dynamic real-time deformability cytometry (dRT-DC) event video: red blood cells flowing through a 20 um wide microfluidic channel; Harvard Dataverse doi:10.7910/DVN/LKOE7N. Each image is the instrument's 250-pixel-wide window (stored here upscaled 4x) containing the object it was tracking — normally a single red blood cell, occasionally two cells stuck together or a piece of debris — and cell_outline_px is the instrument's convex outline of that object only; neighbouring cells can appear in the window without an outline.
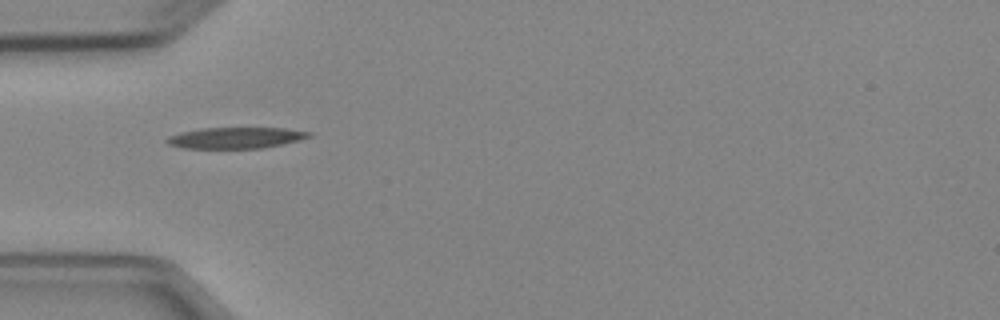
{"species": "Egyptian fruit bat (a non-hibernating species)", "species_latin": "Rousettus aegyptiacus", "temperature_condition": "cold", "stored_images_in_passage": 3, "camera_frame_rate_fps": 3000, "um_per_image_px": 0.085, "animal": {"sex": "female"}, "frame": {"image": 1, "passage_image": 1, "time_ms": 0.0, "image_size_px": [1000, 320], "cell_outline_px": [[312, 136], [300, 140], [260, 148], [184, 148], [168, 144], [164, 140], [168, 136], [180, 132], [200, 128], [284, 128], [312, 132]], "centroid_in_image_um": [20.01, 11.71], "position_along_channel_um": 65.0, "area_um2": 17.46}}